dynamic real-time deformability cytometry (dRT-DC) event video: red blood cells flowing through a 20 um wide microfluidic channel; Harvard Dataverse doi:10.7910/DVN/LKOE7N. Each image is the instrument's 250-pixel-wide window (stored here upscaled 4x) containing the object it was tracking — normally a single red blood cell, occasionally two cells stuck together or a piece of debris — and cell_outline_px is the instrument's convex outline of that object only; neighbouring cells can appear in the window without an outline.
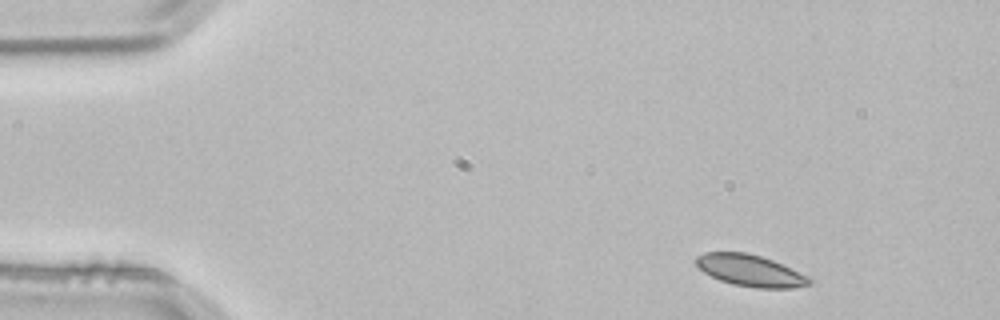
{"species": "common noctule bat (a hibernating species)", "species_latin": "Nyctalus noctula", "temperature_condition": "room temperature", "stored_images_in_passage": 3, "camera_frame_rate_fps": 3000, "um_per_image_px": 0.085, "animal": {"sex": "male", "body_mass_g": 21.5, "forearm_length_mm": 52.0}, "frame": {"image": 1, "passage_image": 1, "time_ms": 0.0, "image_size_px": [1000, 320], "cell_outline_px": [[812, 284], [792, 288], [756, 288], [732, 284], [720, 280], [704, 272], [696, 264], [696, 256], [704, 252], [748, 252], [772, 260], [808, 276], [812, 280]], "centroid_in_image_um": [63.77, 23.0], "position_along_channel_um": 21.2, "area_um2": 20.75}}